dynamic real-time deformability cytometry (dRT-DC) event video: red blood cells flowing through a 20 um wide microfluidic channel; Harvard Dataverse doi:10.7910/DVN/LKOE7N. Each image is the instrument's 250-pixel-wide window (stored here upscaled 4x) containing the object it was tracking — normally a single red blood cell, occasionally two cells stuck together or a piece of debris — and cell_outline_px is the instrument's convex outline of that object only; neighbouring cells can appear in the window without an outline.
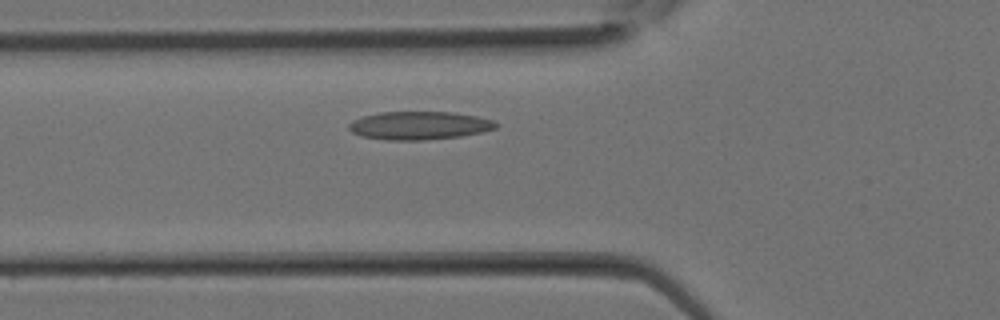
{"species": "Egyptian fruit bat (a non-hibernating species)", "species_latin": "Rousettus aegyptiacus", "temperature_condition": "room temperature", "stored_images_in_passage": 14, "camera_frame_rate_fps": 3000, "um_per_image_px": 0.085, "animal": {"sex": "female"}, "frame": {"image": 1, "passage_image": 6, "time_ms": 1.667, "image_size_px": [1000, 320], "cell_outline_px": [[500, 124], [496, 128], [480, 132], [460, 136], [424, 140], [388, 140], [360, 136], [352, 132], [348, 128], [348, 124], [364, 116], [380, 112], [452, 112], [476, 116], [496, 120]], "centroid_in_image_um": [35.67, 10.67], "position_along_channel_um": 90.1, "area_um2": 24.1}}
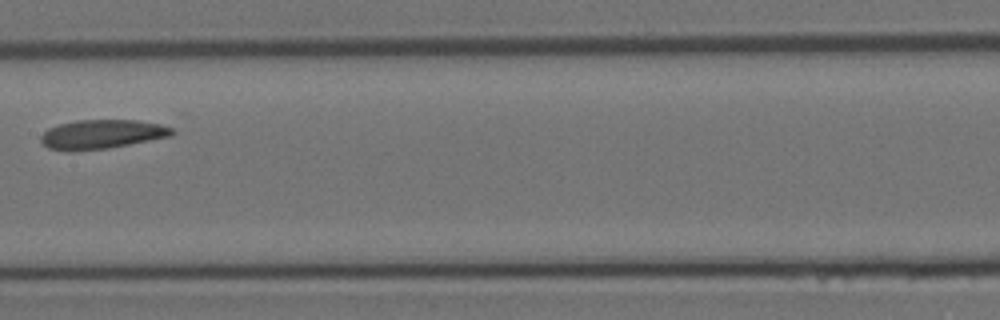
{"frame": {"image": 2, "passage_image": 11, "time_ms": 3.333, "image_size_px": [1000, 320], "cell_outline_px": [[176, 132], [172, 136], [108, 148], [72, 152], [64, 152], [48, 148], [40, 140], [40, 136], [48, 128], [60, 124], [76, 120], [140, 120], [160, 124], [172, 128]], "centroid_in_image_um": [8.64, 11.42], "position_along_channel_um": 198.8, "area_um2": 22.54}}
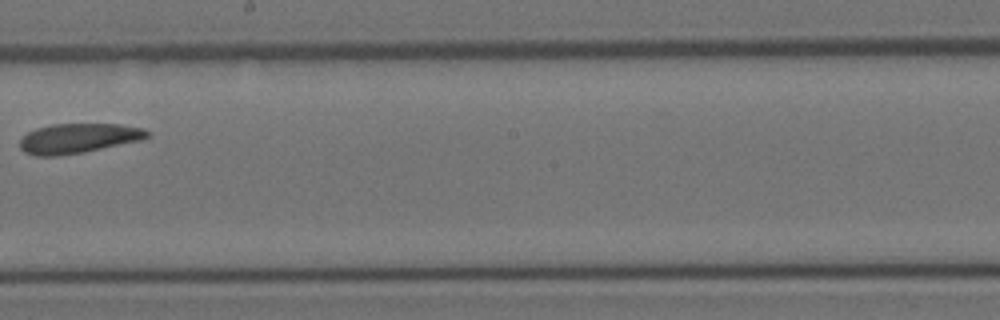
{"frame": {"image": 3, "passage_image": 13, "time_ms": 4.0, "image_size_px": [1000, 320], "cell_outline_px": [[148, 136], [140, 140], [84, 152], [56, 156], [36, 156], [24, 152], [20, 148], [20, 140], [28, 132], [36, 128], [52, 124], [120, 124], [144, 128], [148, 132]], "centroid_in_image_um": [6.62, 11.75], "position_along_channel_um": 241.6, "area_um2": 21.96}}